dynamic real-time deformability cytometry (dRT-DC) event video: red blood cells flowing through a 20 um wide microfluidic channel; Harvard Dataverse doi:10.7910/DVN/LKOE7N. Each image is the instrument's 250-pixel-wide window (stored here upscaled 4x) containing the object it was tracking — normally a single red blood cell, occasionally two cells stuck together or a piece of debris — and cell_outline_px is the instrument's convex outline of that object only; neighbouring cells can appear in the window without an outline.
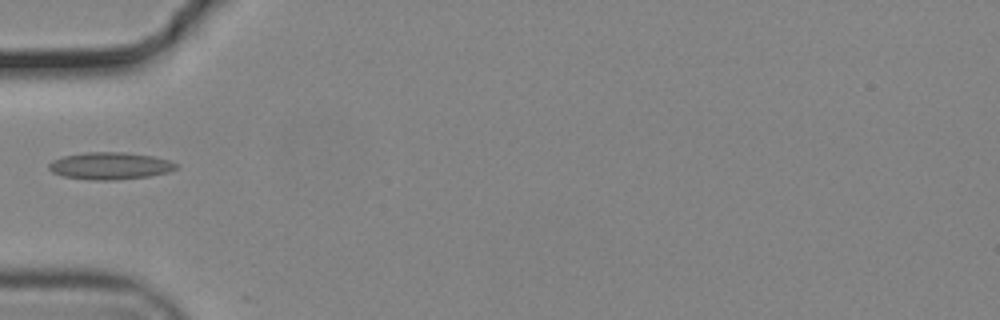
{"species": "common noctule bat (a hibernating species)", "species_latin": "Nyctalus noctula", "temperature_condition": "cold", "stored_images_in_passage": 13, "camera_frame_rate_fps": 3000, "um_per_image_px": 0.085, "animal": {"sex": "male", "body_mass_g": 19.2, "forearm_length_mm": 51.8}, "frame": {"image": 1, "passage_image": 1, "time_ms": 0.0, "image_size_px": [1000, 320], "cell_outline_px": [[180, 164], [176, 168], [168, 172], [148, 176], [116, 180], [88, 180], [64, 176], [52, 172], [48, 168], [48, 164], [52, 160], [64, 156], [84, 152], [124, 152], [152, 156], [168, 160]], "centroid_in_image_um": [9.34, 14.09], "position_along_channel_um": 75.7, "area_um2": 20.17}}
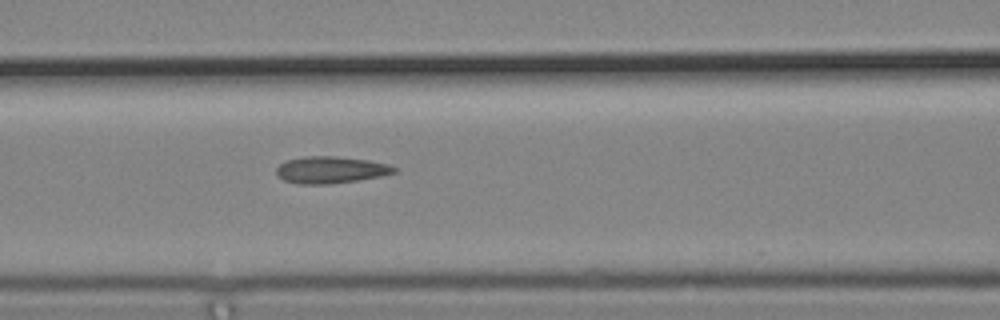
{"frame": {"image": 2, "passage_image": 6, "time_ms": 1.667, "image_size_px": [1000, 320], "cell_outline_px": [[396, 172], [384, 176], [360, 180], [328, 184], [300, 184], [284, 180], [276, 176], [276, 168], [284, 160], [304, 156], [336, 156], [368, 160], [388, 164], [396, 168]], "centroid_in_image_um": [28.09, 14.44], "position_along_channel_um": 138.5, "area_um2": 18.67}}
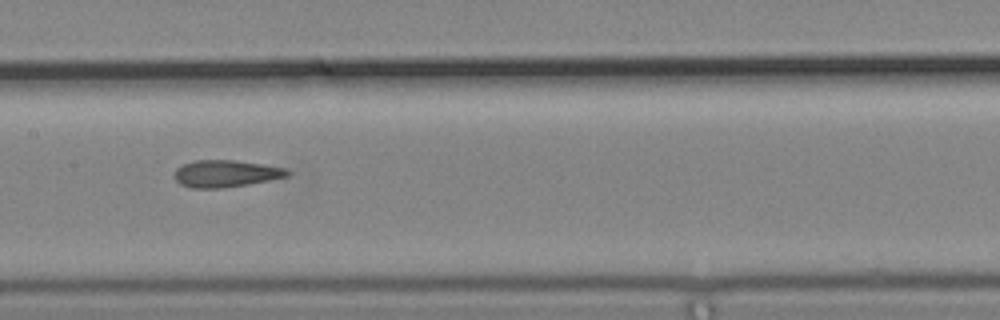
{"frame": {"image": 3, "passage_image": 10, "time_ms": 3.0, "image_size_px": [1000, 320], "cell_outline_px": [[292, 172], [288, 176], [248, 184], [224, 188], [188, 188], [180, 184], [172, 176], [176, 168], [184, 164], [196, 160], [236, 160], [284, 168]], "centroid_in_image_um": [19.14, 14.76], "position_along_channel_um": 188.3, "area_um2": 17.8}}